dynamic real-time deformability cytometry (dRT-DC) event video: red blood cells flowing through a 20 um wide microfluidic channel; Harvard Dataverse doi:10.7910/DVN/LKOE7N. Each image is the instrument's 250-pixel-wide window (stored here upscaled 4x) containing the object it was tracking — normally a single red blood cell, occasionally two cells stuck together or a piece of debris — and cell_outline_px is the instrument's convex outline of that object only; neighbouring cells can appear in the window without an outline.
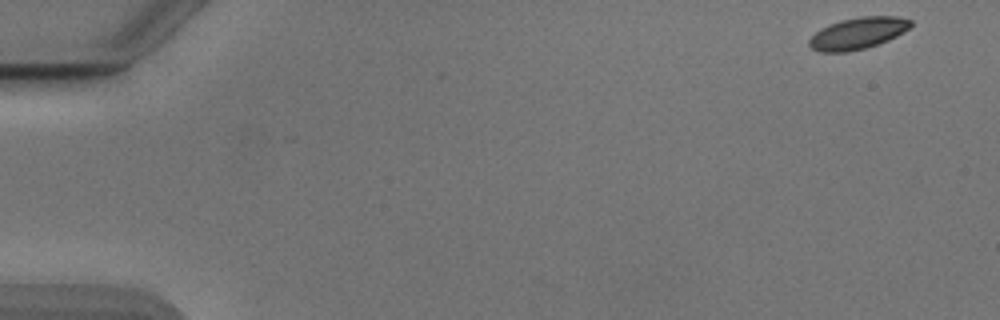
{"species": "Egyptian fruit bat (a non-hibernating species)", "species_latin": "Rousettus aegyptiacus", "temperature_condition": "cold", "stored_images_in_passage": 52, "camera_frame_rate_fps": 3000, "um_per_image_px": 0.085, "animal": {"sex": "male"}, "frame": {"image": 1, "passage_image": 1, "time_ms": 0.0, "image_size_px": [1000, 320], "cell_outline_px": [[912, 24], [908, 28], [896, 36], [888, 40], [864, 48], [848, 52], [820, 52], [812, 48], [808, 44], [808, 40], [820, 28], [828, 24], [840, 20], [860, 16], [896, 16], [912, 20]], "centroid_in_image_um": [72.89, 2.82], "position_along_channel_um": 12.1, "area_um2": 18.67}}
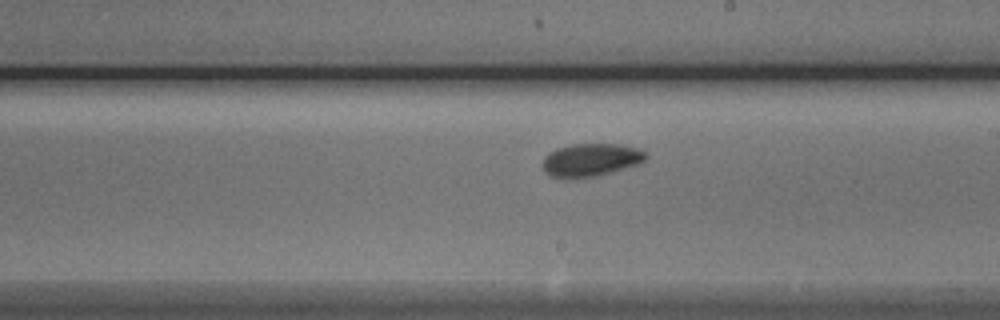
{"frame": {"image": 2, "passage_image": 30, "time_ms": 9.667, "image_size_px": [1000, 320], "cell_outline_px": [[648, 156], [644, 160], [636, 164], [600, 176], [572, 180], [560, 180], [548, 176], [544, 172], [540, 164], [544, 156], [548, 152], [556, 148], [572, 144], [620, 144], [636, 148], [648, 152]], "centroid_in_image_um": [50.11, 13.63], "position_along_channel_um": 238.9, "area_um2": 20.63}}
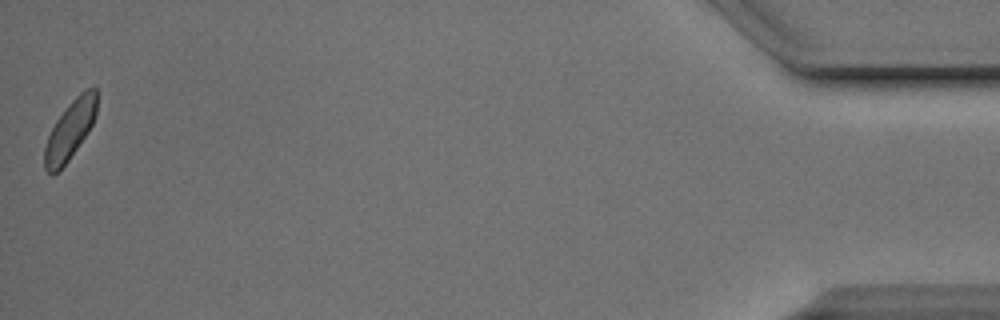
{"frame": {"image": 3, "passage_image": 52, "time_ms": 17.0, "image_size_px": [1000, 320], "cell_outline_px": [[96, 116], [88, 132], [68, 160], [52, 176], [44, 168], [44, 148], [48, 136], [56, 120], [68, 104], [84, 88], [96, 88]], "centroid_in_image_um": [5.94, 11.04], "position_along_channel_um": 429.3, "area_um2": 17.69}, "authors_computed_cell_mechanics": {"area_um2": 19.1896, "velocity_mm_per_s": 3.8408, "shape_relaxation_time_tau1_ms": 8.066, "shape_relaxation_time_tau2_ms": 2.6559, "deformation_change_tau1": 0.1477, "deformation_change_tau2": 0.044}}